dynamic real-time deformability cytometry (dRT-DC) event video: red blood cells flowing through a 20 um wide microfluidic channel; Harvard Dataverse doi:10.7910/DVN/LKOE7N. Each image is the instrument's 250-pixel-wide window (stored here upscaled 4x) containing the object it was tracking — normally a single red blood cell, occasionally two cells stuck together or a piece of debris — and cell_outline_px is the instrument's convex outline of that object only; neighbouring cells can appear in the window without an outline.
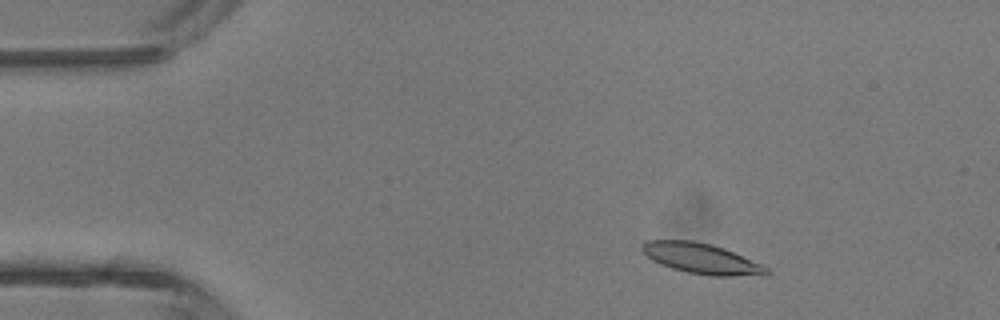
{"species": "common noctule bat (a hibernating species)", "species_latin": "Nyctalus noctula", "temperature_condition": "room temperature", "stored_images_in_passage": 4, "camera_frame_rate_fps": 3000, "um_per_image_px": 0.085, "animal": {"sex": "male", "body_mass_g": 13.3}, "frame": {"image": 1, "passage_image": 1, "time_ms": 0.0, "image_size_px": [1000, 320], "cell_outline_px": [[772, 272], [732, 276], [712, 276], [688, 272], [672, 268], [660, 264], [652, 260], [640, 248], [648, 240], [692, 240], [712, 244], [724, 248], [764, 264]], "centroid_in_image_um": [59.62, 21.96], "position_along_channel_um": 25.4, "area_um2": 21.85}}
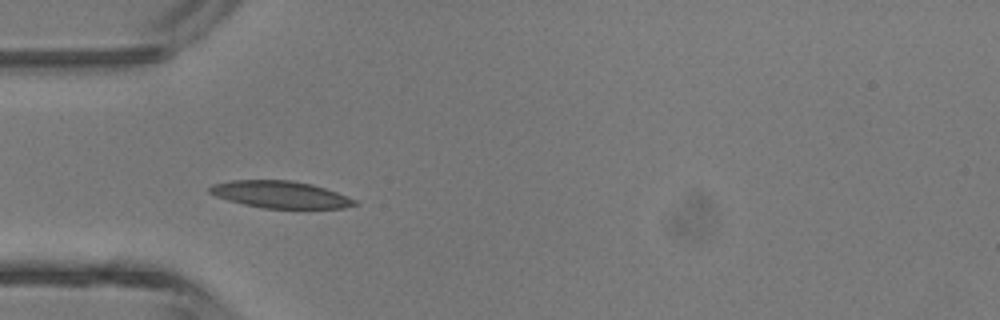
{"frame": {"image": 2, "passage_image": 3, "time_ms": 2.333, "image_size_px": [1000, 320], "cell_outline_px": [[360, 204], [344, 208], [264, 208], [244, 204], [228, 200], [216, 196], [208, 192], [208, 188], [212, 184], [232, 180], [292, 180], [312, 184], [336, 192], [356, 200]], "centroid_in_image_um": [23.82, 16.53], "position_along_channel_um": 61.2, "area_um2": 22.77}}
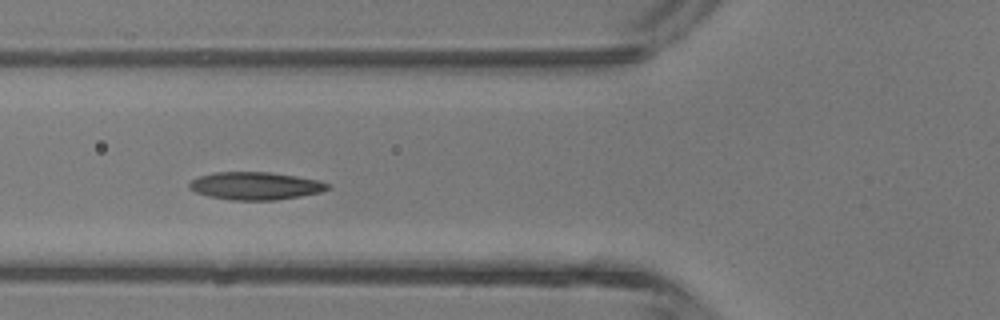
{"frame": {"image": 3, "passage_image": 4, "time_ms": 3.333, "image_size_px": [1000, 320], "cell_outline_px": [[332, 188], [320, 192], [300, 196], [276, 200], [232, 200], [208, 196], [196, 192], [188, 188], [188, 184], [192, 180], [200, 176], [216, 172], [268, 172], [296, 176], [320, 180], [332, 184]], "centroid_in_image_um": [21.75, 15.8], "position_along_channel_um": 104.0, "area_um2": 22.43}}